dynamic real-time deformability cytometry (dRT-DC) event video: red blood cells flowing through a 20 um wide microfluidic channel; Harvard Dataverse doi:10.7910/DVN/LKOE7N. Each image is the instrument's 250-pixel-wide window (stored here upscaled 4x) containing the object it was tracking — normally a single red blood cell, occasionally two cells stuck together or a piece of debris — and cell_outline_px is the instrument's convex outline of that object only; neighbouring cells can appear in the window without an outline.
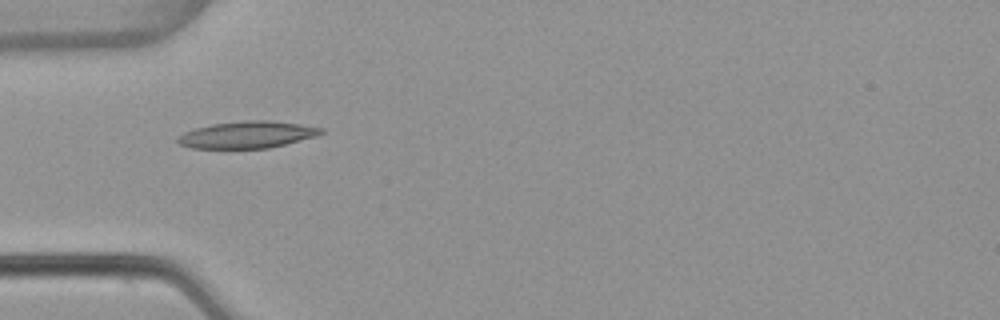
{"species": "common noctule bat (a hibernating species)", "species_latin": "Nyctalus noctula", "temperature_condition": "warm", "stored_images_in_passage": 2, "camera_frame_rate_fps": 3000, "um_per_image_px": 0.085, "animal": {"sex": "female", "body_mass_g": 22.7, "forearm_length_mm": 54.2}, "frame": {"image": 1, "passage_image": 2, "time_ms": 0.333, "image_size_px": [1000, 320], "cell_outline_px": [[324, 132], [316, 136], [268, 148], [192, 148], [180, 144], [176, 140], [184, 132], [196, 128], [212, 124], [244, 120], [268, 120], [300, 124], [324, 128]], "centroid_in_image_um": [21.03, 11.44], "position_along_channel_um": 64.0, "area_um2": 22.25}}